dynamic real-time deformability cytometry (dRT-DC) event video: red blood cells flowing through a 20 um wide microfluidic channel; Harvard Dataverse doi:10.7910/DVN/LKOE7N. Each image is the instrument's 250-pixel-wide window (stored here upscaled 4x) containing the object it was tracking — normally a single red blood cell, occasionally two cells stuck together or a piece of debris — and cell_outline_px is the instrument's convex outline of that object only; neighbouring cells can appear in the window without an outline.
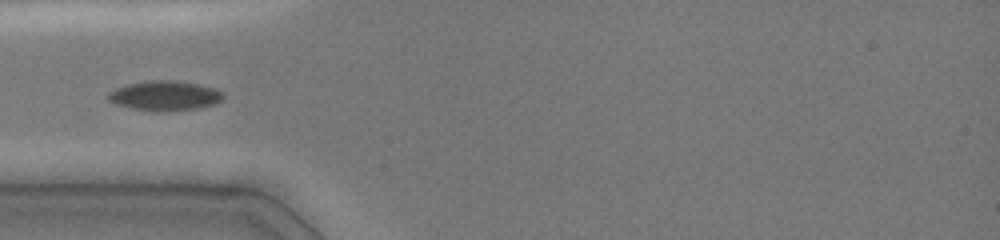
{"species": "common noctule bat (a hibernating species)", "species_latin": "Nyctalus noctula", "temperature_condition": "cold", "stored_images_in_passage": 26, "camera_frame_rate_fps": 3000, "um_per_image_px": 0.085, "animal": {"sex": "female", "body_mass_g": 19.0, "forearm_length_mm": 51.5}, "frame": {"image": 1, "passage_image": 23, "time_ms": 4.333, "image_size_px": [1000, 240], "cell_outline_px": [[224, 96], [220, 100], [212, 104], [196, 108], [156, 112], [132, 108], [116, 104], [108, 100], [104, 96], [108, 92], [116, 88], [128, 84], [144, 80], [176, 80], [200, 84], [216, 88]], "centroid_in_image_um": [13.94, 8.12], "position_along_channel_um": 71.1, "area_um2": 20.0}}